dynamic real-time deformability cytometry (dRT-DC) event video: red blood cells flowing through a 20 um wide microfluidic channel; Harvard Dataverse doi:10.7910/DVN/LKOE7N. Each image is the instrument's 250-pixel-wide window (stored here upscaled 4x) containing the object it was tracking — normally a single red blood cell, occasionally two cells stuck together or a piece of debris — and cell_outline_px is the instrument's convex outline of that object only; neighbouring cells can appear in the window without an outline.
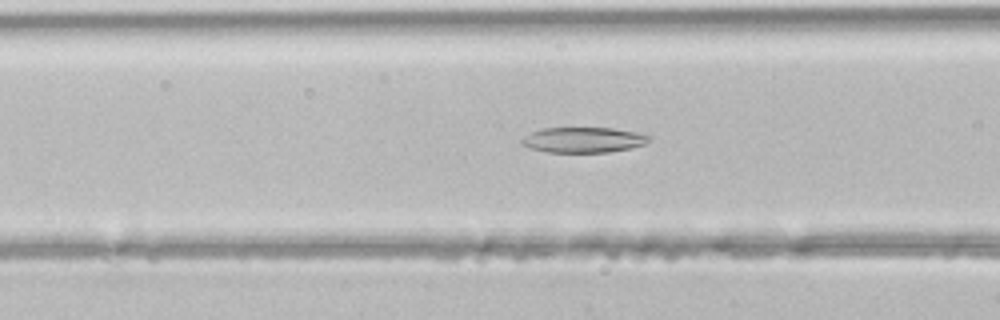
{"species": "common noctule bat (a hibernating species)", "species_latin": "Nyctalus noctula", "temperature_condition": "room temperature", "stored_images_in_passage": 45, "segment_of_instrument_passage": [1, 2], "camera_frame_rate_fps": 3000, "um_per_image_px": 0.085, "animal": {"sex": "male", "body_mass_g": 21.5, "forearm_length_mm": 52.0}, "frame": {"image": 1, "passage_image": 17, "time_ms": 5.333, "image_size_px": [1000, 320], "cell_outline_px": [[648, 140], [644, 144], [632, 148], [608, 152], [548, 152], [532, 148], [524, 144], [520, 140], [532, 132], [544, 128], [612, 128], [636, 132], [648, 136]], "centroid_in_image_um": [49.6, 11.89], "position_along_channel_um": 117.0, "area_um2": 18.44}}
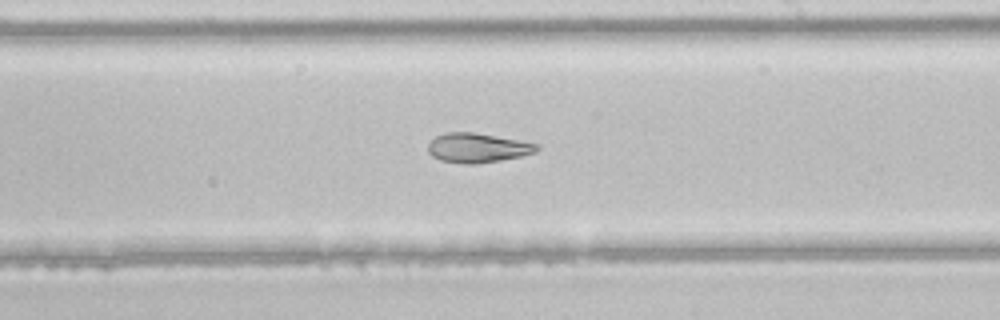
{"frame": {"image": 2, "passage_image": 26, "time_ms": 8.333, "image_size_px": [1000, 320], "cell_outline_px": [[540, 148], [536, 152], [520, 156], [500, 160], [476, 164], [464, 164], [440, 160], [432, 156], [428, 152], [428, 144], [436, 136], [448, 132], [472, 132], [516, 140], [536, 144]], "centroid_in_image_um": [40.55, 12.58], "position_along_channel_um": 248.5, "area_um2": 18.38}}
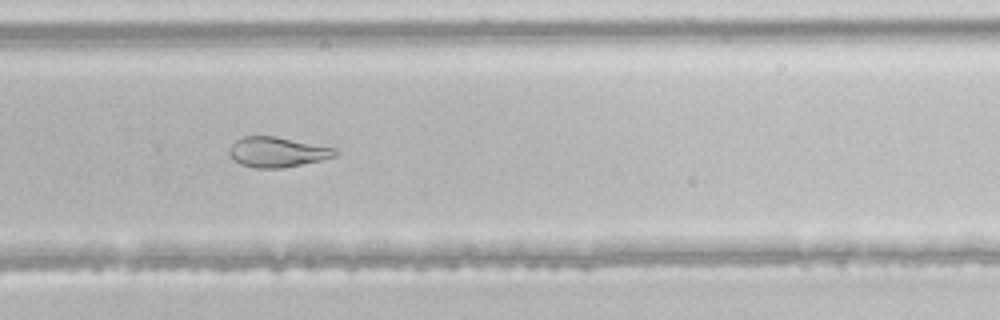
{"frame": {"image": 3, "passage_image": 30, "time_ms": 9.667, "image_size_px": [1000, 320], "cell_outline_px": [[340, 152], [336, 156], [320, 160], [284, 168], [256, 168], [240, 164], [232, 160], [228, 156], [228, 148], [236, 140], [244, 136], [276, 136], [336, 148]], "centroid_in_image_um": [23.54, 12.92], "position_along_channel_um": 306.3, "area_um2": 18.84}}